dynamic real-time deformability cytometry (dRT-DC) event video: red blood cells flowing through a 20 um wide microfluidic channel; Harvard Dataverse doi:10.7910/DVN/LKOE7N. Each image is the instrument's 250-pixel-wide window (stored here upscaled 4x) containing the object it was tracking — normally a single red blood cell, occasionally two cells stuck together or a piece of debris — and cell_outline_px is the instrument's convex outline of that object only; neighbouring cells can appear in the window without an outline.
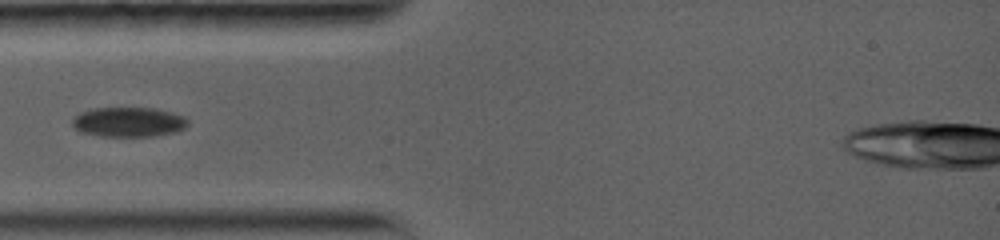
{"species": "common noctule bat (a hibernating species)", "species_latin": "Nyctalus noctula", "temperature_condition": "warm", "stored_images_in_passage": 50, "camera_frame_rate_fps": 5000, "um_per_image_px": 0.085, "animal": {"sex": "female", "body_mass_g": 19.0, "forearm_length_mm": 56.7}, "frame": {"image": 1, "passage_image": 1, "time_ms": 0.0, "image_size_px": [1000, 240], "cell_outline_px": [[188, 124], [184, 128], [176, 132], [156, 136], [100, 136], [80, 132], [72, 124], [72, 120], [80, 112], [92, 108], [156, 108], [172, 112], [184, 116], [188, 120]], "centroid_in_image_um": [10.95, 10.37], "position_along_channel_um": 74.1, "area_um2": 20.11}}
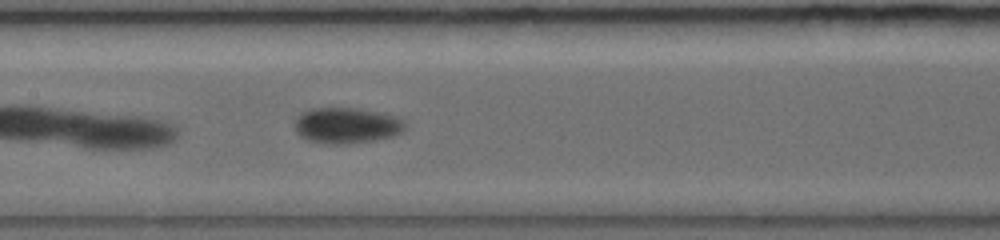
{"frame": {"image": 2, "passage_image": 15, "time_ms": 2.8, "image_size_px": [1000, 240], "cell_outline_px": [[404, 128], [400, 132], [392, 136], [376, 140], [340, 144], [328, 144], [308, 140], [300, 136], [296, 132], [296, 116], [300, 112], [312, 108], [360, 108], [396, 116], [404, 120]], "centroid_in_image_um": [29.43, 10.65], "position_along_channel_um": 178.0, "area_um2": 23.0}}